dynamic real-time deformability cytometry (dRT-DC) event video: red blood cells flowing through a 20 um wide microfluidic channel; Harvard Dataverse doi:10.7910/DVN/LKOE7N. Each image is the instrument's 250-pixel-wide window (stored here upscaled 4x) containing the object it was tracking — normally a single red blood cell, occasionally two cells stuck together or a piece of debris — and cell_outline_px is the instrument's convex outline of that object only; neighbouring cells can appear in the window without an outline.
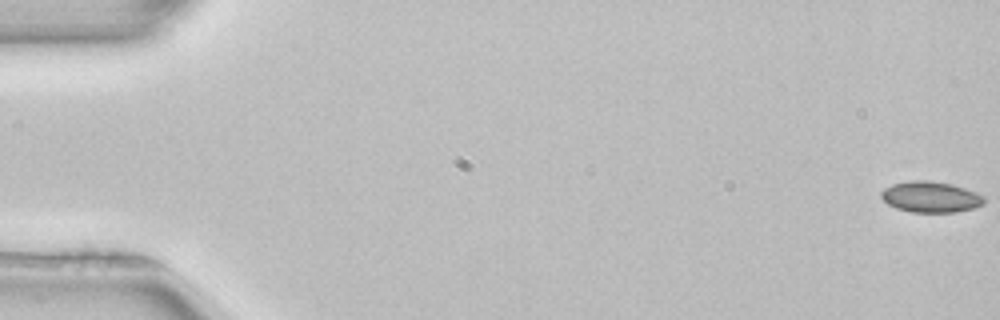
{"species": "common noctule bat (a hibernating species)", "species_latin": "Nyctalus noctula", "temperature_condition": "room temperature", "stored_images_in_passage": 14, "camera_frame_rate_fps": 3000, "um_per_image_px": 0.085, "animal": {"sex": "female", "body_mass_g": 22.7, "forearm_length_mm": 54.2}, "frame": {"image": 1, "passage_image": 1, "time_ms": 0.0, "image_size_px": [1000, 320], "cell_outline_px": [[984, 204], [972, 208], [956, 212], [912, 212], [896, 208], [888, 204], [880, 196], [880, 192], [884, 188], [892, 184], [908, 180], [928, 180], [952, 184], [976, 192], [984, 196]], "centroid_in_image_um": [79.08, 16.73], "position_along_channel_um": 5.9, "area_um2": 18.61}}